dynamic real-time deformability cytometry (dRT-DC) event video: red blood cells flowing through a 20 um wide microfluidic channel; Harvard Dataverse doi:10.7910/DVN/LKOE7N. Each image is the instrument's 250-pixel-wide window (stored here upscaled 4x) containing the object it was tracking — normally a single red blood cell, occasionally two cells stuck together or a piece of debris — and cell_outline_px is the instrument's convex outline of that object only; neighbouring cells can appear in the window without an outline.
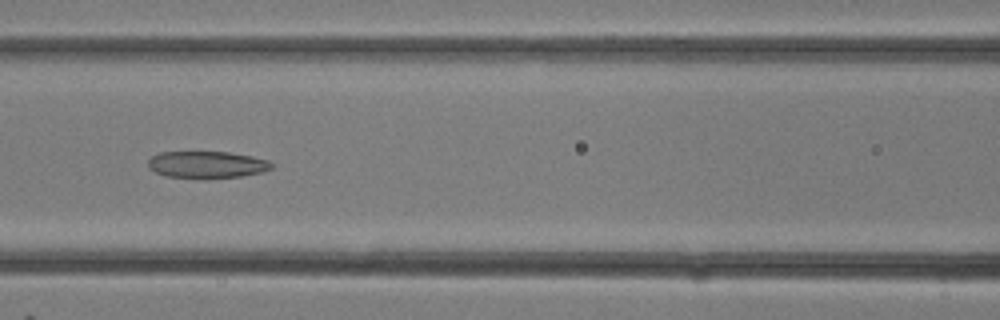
{"species": "common noctule bat (a hibernating species)", "species_latin": "Nyctalus noctula", "temperature_condition": "room temperature", "stored_images_in_passage": 30, "camera_frame_rate_fps": 3000, "um_per_image_px": 0.085, "animal": {"sex": "female"}, "frame": {"image": 1, "passage_image": 13, "time_ms": 4.0, "image_size_px": [1000, 320], "cell_outline_px": [[276, 164], [272, 168], [264, 172], [240, 176], [164, 176], [148, 168], [148, 160], [152, 156], [160, 152], [228, 152], [252, 156], [268, 160]], "centroid_in_image_um": [17.62, 13.96], "position_along_channel_um": 149.0, "area_um2": 18.84}}
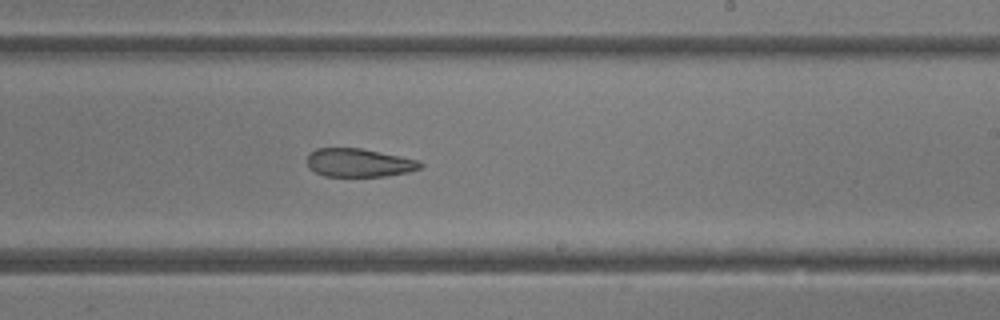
{"frame": {"image": 2, "passage_image": 18, "time_ms": 5.667, "image_size_px": [1000, 320], "cell_outline_px": [[424, 164], [420, 168], [408, 172], [384, 176], [324, 176], [308, 168], [308, 152], [316, 148], [360, 148], [420, 160]], "centroid_in_image_um": [30.5, 13.83], "position_along_channel_um": 258.5, "area_um2": 18.73}}
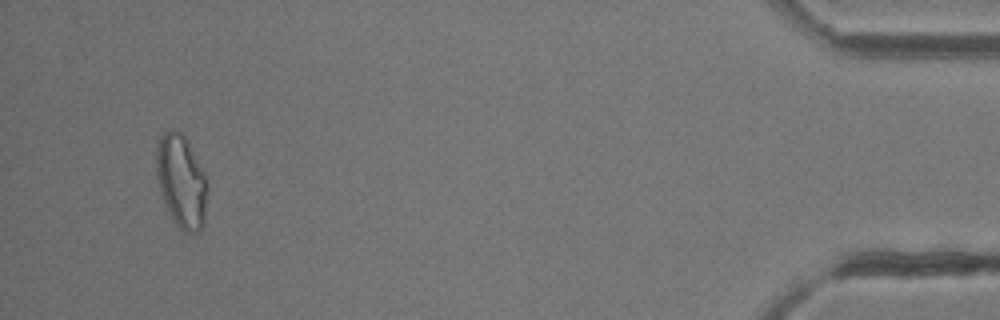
{"frame": {"image": 3, "passage_image": 29, "time_ms": 9.333, "image_size_px": [1000, 320], "cell_outline_px": [[208, 184], [204, 224], [200, 232], [184, 232], [176, 224], [164, 204], [156, 176], [156, 148], [160, 136], [168, 128], [172, 128], [180, 132], [188, 140], [208, 176]], "centroid_in_image_um": [15.44, 15.37], "position_along_channel_um": 419.8, "area_um2": 28.38}}